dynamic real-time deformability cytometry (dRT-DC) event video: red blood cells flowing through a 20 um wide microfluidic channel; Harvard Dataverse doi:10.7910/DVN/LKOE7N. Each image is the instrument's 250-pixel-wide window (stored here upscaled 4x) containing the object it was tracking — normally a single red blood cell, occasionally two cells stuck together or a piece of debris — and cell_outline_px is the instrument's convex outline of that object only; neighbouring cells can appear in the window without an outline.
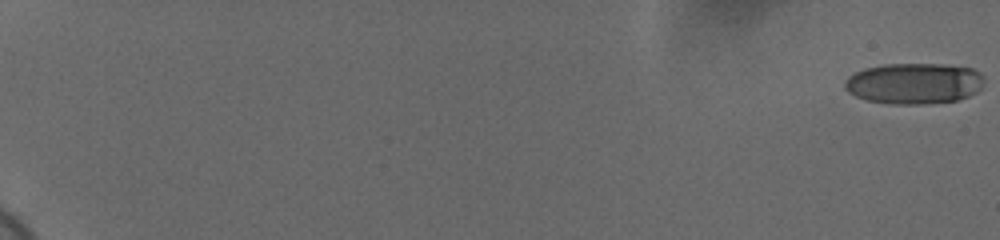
{"species": "human", "species_latin": "Homo sapiens", "temperature_condition": "cold", "stored_images_in_passage": 60, "camera_frame_rate_fps": 3000, "um_per_image_px": 0.085, "donor": {"sex": "female"}, "frame": {"image": 1, "passage_image": 1, "time_ms": 0.0, "image_size_px": [1000, 240], "cell_outline_px": [[984, 80], [980, 88], [976, 92], [968, 96], [956, 100], [920, 104], [892, 104], [868, 100], [856, 96], [848, 92], [844, 88], [844, 80], [848, 76], [864, 68], [884, 64], [940, 64], [972, 68], [980, 72], [984, 76]], "centroid_in_image_um": [77.68, 7.08], "position_along_channel_um": 7.3, "area_um2": 33.29}}
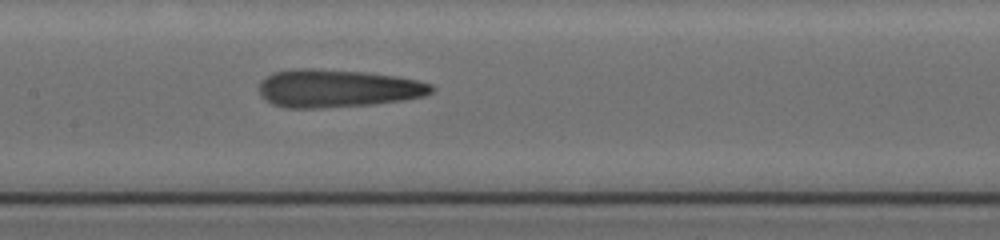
{"frame": {"image": 2, "passage_image": 34, "time_ms": 11.0, "image_size_px": [1000, 240], "cell_outline_px": [[436, 88], [432, 92], [424, 96], [404, 100], [372, 104], [320, 108], [284, 108], [272, 104], [260, 96], [260, 80], [276, 72], [292, 68], [312, 68], [364, 72], [396, 76], [416, 80], [432, 84]], "centroid_in_image_um": [28.67, 7.51], "position_along_channel_um": 178.7, "area_um2": 38.21}}
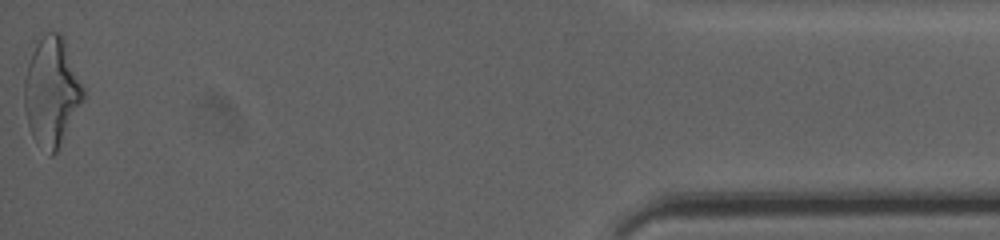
{"frame": {"image": 3, "passage_image": 60, "time_ms": 19.667, "image_size_px": [1000, 240], "cell_outline_px": [[84, 96], [60, 148], [52, 156], [48, 156], [36, 144], [32, 136], [28, 124], [24, 108], [24, 84], [32, 40], [48, 32], [60, 32], [64, 36], [84, 88]], "centroid_in_image_um": [4.36, 7.76], "position_along_channel_um": 430.8, "area_um2": 38.15}, "authors_computed_cell_mechanics": {"area_um2": 36.0672, "velocity_mm_per_s": 3.718, "shape_relaxation_time_tau1_ms": 8.7308, "shape_relaxation_time_tau2_ms": 1.8153, "deformation_change_tau1": 0.2796, "deformation_change_tau2": 0.1394}}